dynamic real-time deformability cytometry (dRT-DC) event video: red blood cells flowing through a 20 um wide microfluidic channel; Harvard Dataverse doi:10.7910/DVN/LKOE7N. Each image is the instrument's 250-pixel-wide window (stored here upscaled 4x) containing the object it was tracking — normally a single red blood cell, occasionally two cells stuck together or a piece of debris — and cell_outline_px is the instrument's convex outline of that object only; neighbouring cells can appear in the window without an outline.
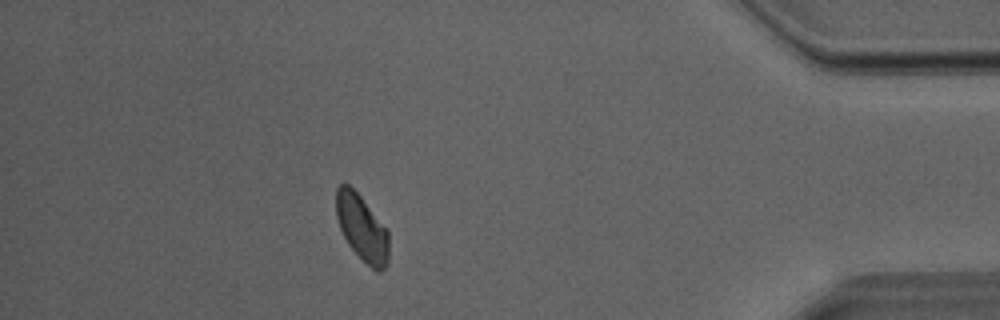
{"species": "Egyptian fruit bat (a non-hibernating species)", "species_latin": "Rousettus aegyptiacus", "temperature_condition": "room temperature", "stored_images_in_passage": 39, "camera_frame_rate_fps": 3000, "um_per_image_px": 0.085, "animal": {"sex": "male"}, "frame": {"image": 1, "passage_image": 34, "time_ms": 11.0, "image_size_px": [1000, 320], "cell_outline_px": [[388, 264], [380, 272], [376, 272], [348, 244], [340, 228], [336, 216], [336, 188], [340, 184], [348, 184], [360, 196], [388, 232]], "centroid_in_image_um": [30.75, 19.38], "position_along_channel_um": 404.4, "area_um2": 19.83}}